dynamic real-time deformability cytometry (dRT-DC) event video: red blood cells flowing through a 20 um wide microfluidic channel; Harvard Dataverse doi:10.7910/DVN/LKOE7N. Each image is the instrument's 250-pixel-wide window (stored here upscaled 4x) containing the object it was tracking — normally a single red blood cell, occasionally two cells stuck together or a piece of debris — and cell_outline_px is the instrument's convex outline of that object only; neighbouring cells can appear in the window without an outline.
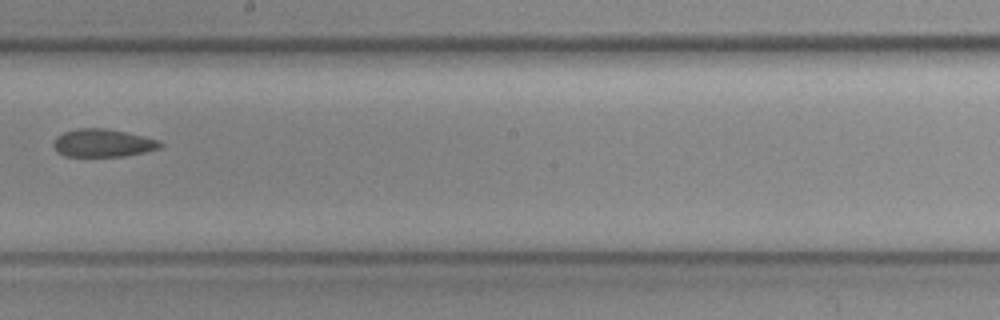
{"species": "common noctule bat (a hibernating species)", "species_latin": "Nyctalus noctula", "temperature_condition": "cold", "stored_images_in_passage": 7, "camera_frame_rate_fps": 3000, "um_per_image_px": 0.085, "animal": {"sex": "female", "body_mass_g": 19.3, "forearm_length_mm": 54.1}, "frame": {"image": 1, "passage_image": 7, "time_ms": 2.0, "image_size_px": [1000, 320], "cell_outline_px": [[164, 144], [160, 148], [144, 152], [124, 156], [64, 156], [52, 144], [56, 136], [64, 132], [76, 128], [104, 128], [124, 132], [160, 140]], "centroid_in_image_um": [8.75, 12.15], "position_along_channel_um": 239.5, "area_um2": 17.22}}